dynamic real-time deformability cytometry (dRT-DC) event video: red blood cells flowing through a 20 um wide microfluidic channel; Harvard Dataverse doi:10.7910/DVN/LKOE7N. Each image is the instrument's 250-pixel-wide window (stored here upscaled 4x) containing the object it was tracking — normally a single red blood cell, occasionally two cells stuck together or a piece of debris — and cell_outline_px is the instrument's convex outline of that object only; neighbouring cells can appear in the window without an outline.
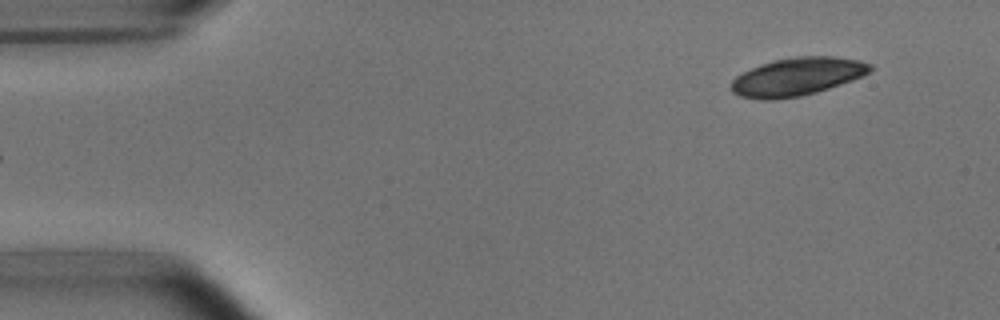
{"species": "common noctule bat (a hibernating species)", "species_latin": "Nyctalus noctula", "temperature_condition": "room temperature", "stored_images_in_passage": 48, "camera_frame_rate_fps": 3000, "um_per_image_px": 0.085, "animal": {"sex": "male", "body_mass_g": 15.6}, "frame": {"image": 1, "passage_image": 1, "time_ms": 0.0, "image_size_px": [1000, 320], "cell_outline_px": [[876, 68], [872, 72], [852, 80], [816, 92], [800, 96], [772, 100], [760, 100], [740, 96], [732, 92], [732, 80], [736, 76], [752, 68], [772, 60], [796, 56], [836, 56], [860, 60], [872, 64]], "centroid_in_image_um": [67.81, 6.51], "position_along_channel_um": 17.2, "area_um2": 30.92}}